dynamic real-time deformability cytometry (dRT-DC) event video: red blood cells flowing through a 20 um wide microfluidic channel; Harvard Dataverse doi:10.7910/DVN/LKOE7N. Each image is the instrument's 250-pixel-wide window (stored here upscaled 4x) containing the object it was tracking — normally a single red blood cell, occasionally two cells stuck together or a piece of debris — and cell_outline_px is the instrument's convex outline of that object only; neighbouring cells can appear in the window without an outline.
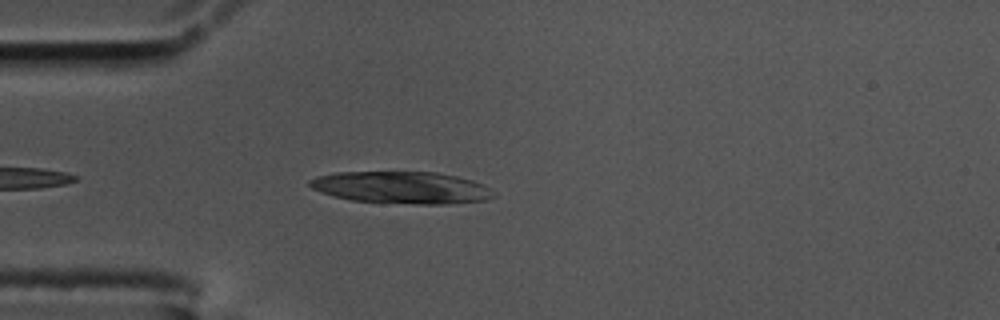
{"species": "common noctule bat (a hibernating species)", "species_latin": "Nyctalus noctula", "temperature_condition": "cold", "stored_images_in_passage": 21, "segment_of_instrument_passage": [1, 2], "camera_frame_rate_fps": 3000, "um_per_image_px": 0.085, "animal": {"sex": "male", "body_mass_g": 17.5, "forearm_length_mm": 52.3}, "frame": {"image": 1, "passage_image": 5, "time_ms": 1.333, "image_size_px": [1000, 320], "cell_outline_px": [[496, 196], [484, 200], [444, 204], [416, 204], [352, 200], [332, 196], [320, 192], [312, 188], [308, 184], [308, 180], [316, 176], [336, 172], [436, 172], [456, 176], [472, 180], [484, 184], [496, 192]], "centroid_in_image_um": [34.13, 15.94], "position_along_channel_um": 50.9, "area_um2": 34.51}}